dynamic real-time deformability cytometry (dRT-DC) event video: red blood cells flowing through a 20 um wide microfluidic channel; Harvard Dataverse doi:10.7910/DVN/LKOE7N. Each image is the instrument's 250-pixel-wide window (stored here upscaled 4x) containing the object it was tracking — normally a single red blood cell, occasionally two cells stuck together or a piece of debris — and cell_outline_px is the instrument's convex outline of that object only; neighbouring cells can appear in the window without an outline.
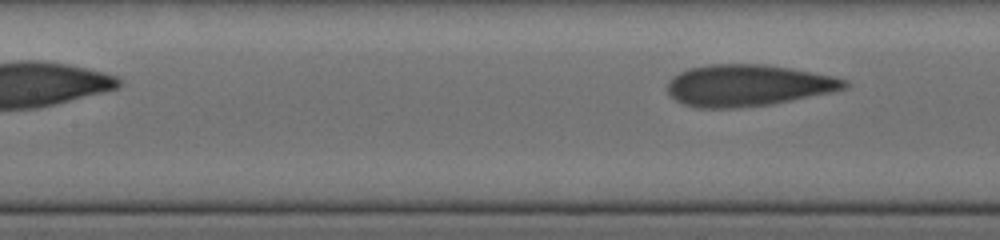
{"species": "human", "species_latin": "Homo sapiens", "temperature_condition": "cold", "stored_images_in_passage": 8, "segment_of_instrument_passage": [2, 2], "camera_frame_rate_fps": 3000, "um_per_image_px": 0.085, "donor": {"sex": "female"}, "frame": {"image": 1, "passage_image": 8, "time_ms": 4.0, "image_size_px": [1000, 240], "cell_outline_px": [[848, 88], [832, 92], [772, 104], [736, 108], [696, 108], [684, 104], [676, 100], [668, 92], [668, 80], [672, 76], [688, 68], [708, 64], [764, 64], [788, 68], [832, 76], [848, 80]], "centroid_in_image_um": [63.55, 7.26], "position_along_channel_um": 143.9, "area_um2": 42.95}}